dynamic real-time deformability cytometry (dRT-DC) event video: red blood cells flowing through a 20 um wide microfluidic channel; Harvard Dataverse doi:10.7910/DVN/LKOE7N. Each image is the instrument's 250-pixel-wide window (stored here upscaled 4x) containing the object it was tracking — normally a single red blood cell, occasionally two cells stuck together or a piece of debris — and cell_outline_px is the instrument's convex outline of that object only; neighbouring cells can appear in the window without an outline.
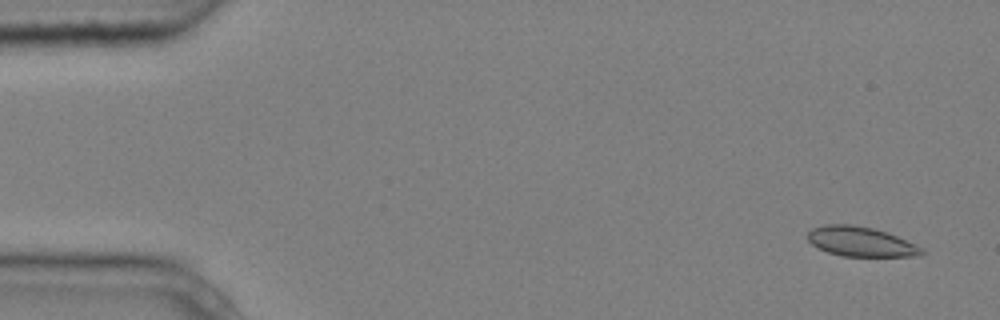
{"species": "common noctule bat (a hibernating species)", "species_latin": "Nyctalus noctula", "temperature_condition": "cold", "stored_images_in_passage": 10, "camera_frame_rate_fps": 3000, "um_per_image_px": 0.085, "animal": {"sex": "male", "body_mass_g": 20.4}, "frame": {"image": 1, "passage_image": 1, "time_ms": 0.0, "image_size_px": [1000, 320], "cell_outline_px": [[924, 252], [920, 256], [844, 256], [828, 252], [812, 244], [808, 240], [808, 232], [812, 228], [824, 224], [852, 224], [872, 228], [888, 232], [924, 248]], "centroid_in_image_um": [73.18, 20.53], "position_along_channel_um": 11.8, "area_um2": 19.71}}
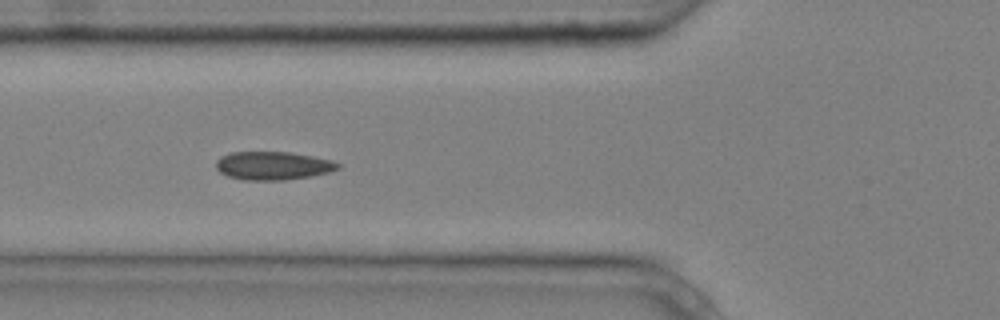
{"frame": {"image": 2, "passage_image": 5, "time_ms": 1.333, "image_size_px": [1000, 320], "cell_outline_px": [[340, 168], [328, 172], [308, 176], [284, 180], [244, 180], [228, 176], [220, 172], [216, 168], [216, 160], [220, 156], [232, 152], [292, 152], [332, 160], [340, 164]], "centroid_in_image_um": [23.18, 14.07], "position_along_channel_um": 102.6, "area_um2": 20.06}}
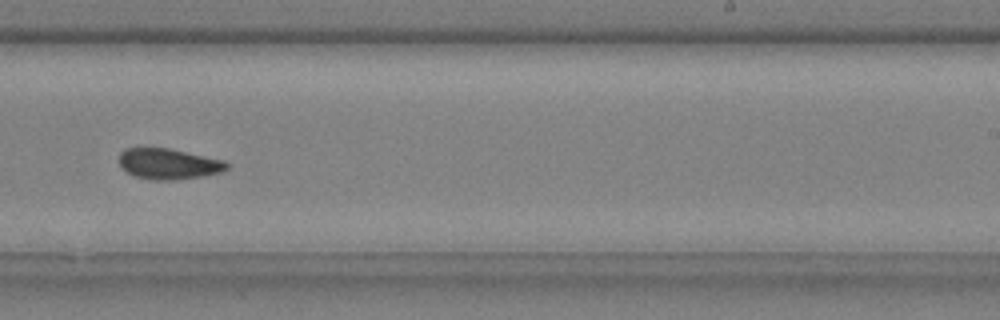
{"frame": {"image": 3, "passage_image": 9, "time_ms": 2.667, "image_size_px": [1000, 320], "cell_outline_px": [[228, 168], [220, 172], [204, 176], [172, 180], [152, 180], [136, 176], [120, 168], [120, 152], [124, 148], [168, 148], [224, 160], [228, 164]], "centroid_in_image_um": [14.31, 13.93], "position_along_channel_um": 274.7, "area_um2": 19.19}}